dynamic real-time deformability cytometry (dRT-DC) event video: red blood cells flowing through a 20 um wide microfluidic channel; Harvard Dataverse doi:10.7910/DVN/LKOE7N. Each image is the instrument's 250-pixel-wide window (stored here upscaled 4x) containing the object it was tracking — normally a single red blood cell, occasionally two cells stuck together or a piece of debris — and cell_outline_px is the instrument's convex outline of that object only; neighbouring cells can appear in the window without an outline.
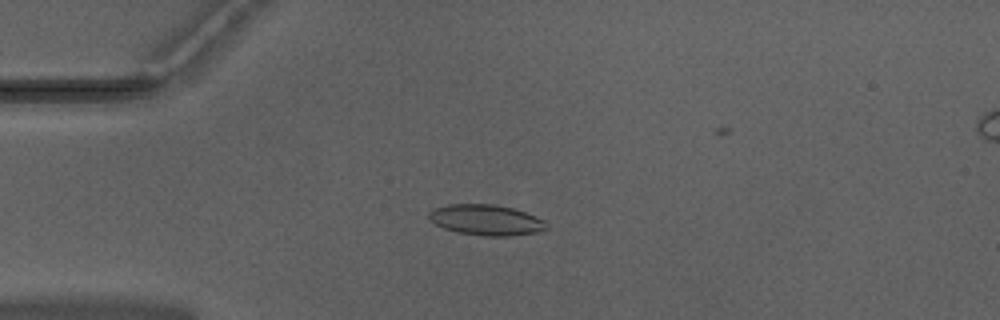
{"species": "Egyptian fruit bat (a non-hibernating species)", "species_latin": "Rousettus aegyptiacus", "temperature_condition": "warm", "stored_images_in_passage": 50, "camera_frame_rate_fps": 3000, "um_per_image_px": 0.085, "animal": {"sex": "male"}, "frame": {"image": 1, "passage_image": 14, "time_ms": 4.333, "image_size_px": [1000, 320], "cell_outline_px": [[548, 228], [536, 232], [508, 236], [484, 236], [456, 232], [444, 228], [428, 220], [428, 212], [436, 208], [448, 204], [496, 204], [512, 208], [536, 216], [544, 220], [548, 224]], "centroid_in_image_um": [41.31, 18.69], "position_along_channel_um": 43.7, "area_um2": 21.04}}
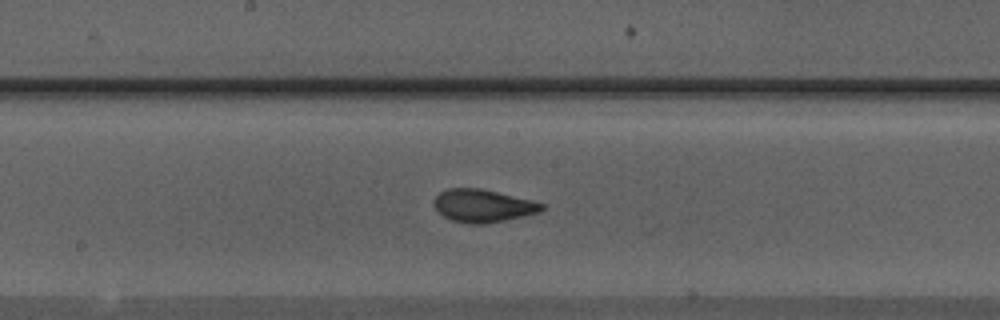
{"frame": {"image": 2, "passage_image": 28, "time_ms": 9.0, "image_size_px": [1000, 320], "cell_outline_px": [[544, 208], [540, 212], [504, 220], [484, 224], [468, 224], [452, 220], [444, 216], [432, 204], [436, 196], [440, 192], [448, 188], [480, 188], [532, 200], [544, 204]], "centroid_in_image_um": [41.03, 17.48], "position_along_channel_um": 207.2, "area_um2": 20.46}}
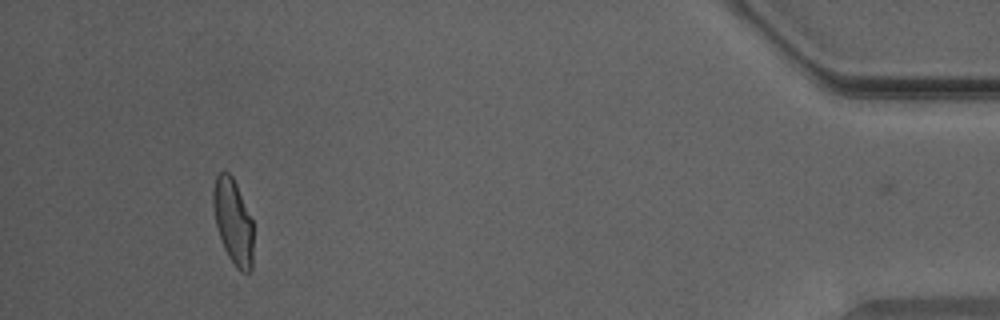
{"frame": {"image": 3, "passage_image": 49, "time_ms": 16.0, "image_size_px": [1000, 320], "cell_outline_px": [[252, 268], [248, 272], [240, 272], [236, 268], [228, 256], [224, 248], [216, 228], [212, 204], [212, 192], [216, 176], [220, 172], [228, 172], [232, 176], [236, 184], [252, 220]], "centroid_in_image_um": [19.79, 18.84], "position_along_channel_um": 415.4, "area_um2": 19.88}, "authors_computed_cell_mechanics": {"area_um2": 20.23, "velocity_mm_per_s": 3.9777, "shape_relaxation_time_tau1_ms": 5.9803, "shape_relaxation_time_tau2_ms": 1.0618, "deformation_change_tau1": 0.1975, "deformation_change_tau2": 0.0648}}